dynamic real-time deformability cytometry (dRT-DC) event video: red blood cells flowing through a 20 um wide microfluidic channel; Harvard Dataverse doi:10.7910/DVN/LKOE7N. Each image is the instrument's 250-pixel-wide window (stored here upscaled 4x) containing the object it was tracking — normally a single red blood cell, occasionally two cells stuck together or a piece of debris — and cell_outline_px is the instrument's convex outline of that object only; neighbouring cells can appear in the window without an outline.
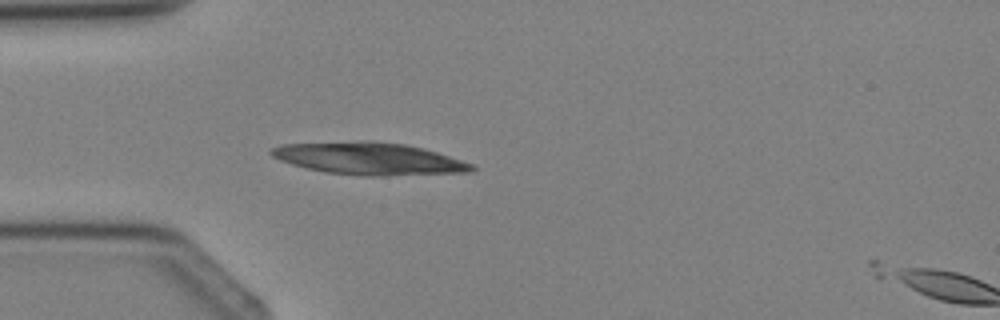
{"species": "Egyptian fruit bat (a non-hibernating species)", "species_latin": "Rousettus aegyptiacus", "temperature_condition": "cold", "stored_images_in_passage": 4, "segment_of_instrument_passage": [1, 2], "camera_frame_rate_fps": 3000, "um_per_image_px": 0.085, "animal": {"sex": "female"}, "frame": {"image": 1, "passage_image": 3, "time_ms": 3.333, "image_size_px": [1000, 320], "cell_outline_px": [[476, 168], [472, 172], [380, 176], [368, 176], [324, 172], [292, 164], [280, 160], [272, 156], [268, 152], [272, 148], [284, 144], [364, 140], [372, 140], [404, 144], [424, 148], [472, 164]], "centroid_in_image_um": [31.36, 13.47], "position_along_channel_um": 53.6, "area_um2": 37.63}}